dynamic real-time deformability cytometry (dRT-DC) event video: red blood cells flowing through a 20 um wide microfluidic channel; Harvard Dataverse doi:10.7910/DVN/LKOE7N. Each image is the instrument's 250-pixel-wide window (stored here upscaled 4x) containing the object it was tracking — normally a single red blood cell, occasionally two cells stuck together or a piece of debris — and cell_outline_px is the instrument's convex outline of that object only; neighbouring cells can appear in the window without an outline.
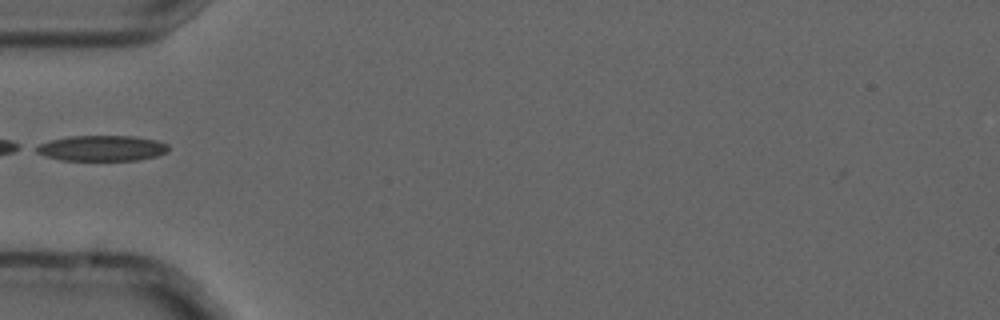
{"species": "common noctule bat (a hibernating species)", "species_latin": "Nyctalus noctula", "temperature_condition": "cold", "stored_images_in_passage": 5, "camera_frame_rate_fps": 3000, "um_per_image_px": 0.085, "animal": {"sex": "male", "forearm_length_mm": 52.5}, "frame": {"image": 1, "passage_image": 5, "time_ms": 1.333, "image_size_px": [1000, 320], "cell_outline_px": [[168, 152], [156, 156], [140, 160], [60, 160], [44, 156], [28, 148], [52, 140], [68, 136], [132, 136], [156, 140], [168, 144]], "centroid_in_image_um": [8.61, 12.6], "position_along_channel_um": 76.4, "area_um2": 19.88}}